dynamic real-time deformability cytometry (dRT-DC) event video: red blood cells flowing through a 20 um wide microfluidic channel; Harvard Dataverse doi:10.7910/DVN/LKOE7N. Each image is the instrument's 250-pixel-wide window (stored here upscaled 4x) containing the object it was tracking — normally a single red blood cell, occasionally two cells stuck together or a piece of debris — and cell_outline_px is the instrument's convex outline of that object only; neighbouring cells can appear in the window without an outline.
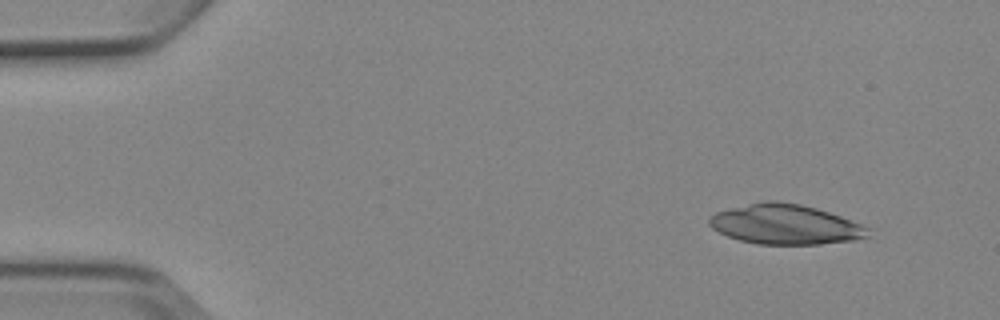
{"species": "Egyptian fruit bat (a non-hibernating species)", "species_latin": "Rousettus aegyptiacus", "temperature_condition": "cold", "stored_images_in_passage": 6, "camera_frame_rate_fps": 3000, "um_per_image_px": 0.085, "animal": {"sex": "female"}, "frame": {"image": 1, "passage_image": 1, "time_ms": 0.0, "image_size_px": [1000, 320], "cell_outline_px": [[872, 228], [868, 236], [856, 240], [820, 244], [756, 244], [740, 240], [728, 236], [712, 228], [708, 224], [708, 216], [716, 212], [764, 200], [776, 200], [800, 204], [816, 208], [840, 216]], "centroid_in_image_um": [66.76, 19.07], "position_along_channel_um": 18.2, "area_um2": 36.99}}